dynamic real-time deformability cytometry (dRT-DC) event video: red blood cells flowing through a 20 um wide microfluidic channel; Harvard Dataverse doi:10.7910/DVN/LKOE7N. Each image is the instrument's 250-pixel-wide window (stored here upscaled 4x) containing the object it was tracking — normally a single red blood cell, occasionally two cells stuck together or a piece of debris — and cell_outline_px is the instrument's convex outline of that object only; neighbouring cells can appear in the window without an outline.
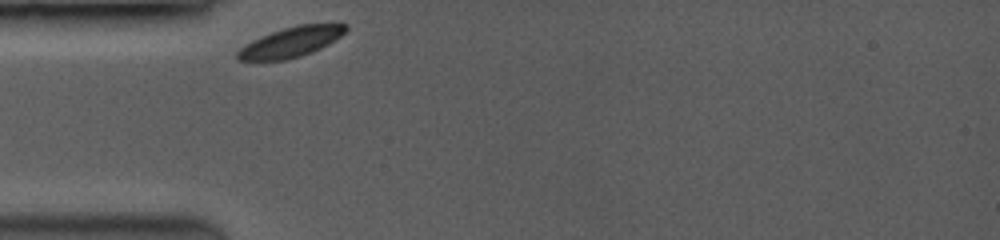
{"species": "common noctule bat (a hibernating species)", "species_latin": "Nyctalus noctula", "temperature_condition": "room temperature", "stored_images_in_passage": 2, "camera_frame_rate_fps": 3500, "um_per_image_px": 0.085, "animal": {"sex": "female", "body_mass_g": 19.0, "forearm_length_mm": 53.3}, "frame": {"image": 1, "passage_image": 1, "time_ms": 0.0, "image_size_px": [1000, 240], "cell_outline_px": [[348, 28], [340, 36], [328, 44], [312, 52], [300, 56], [284, 60], [236, 60], [236, 52], [240, 48], [252, 40], [272, 32], [284, 28], [300, 24], [348, 24]], "centroid_in_image_um": [24.72, 3.58], "position_along_channel_um": 60.3, "area_um2": 18.67}}